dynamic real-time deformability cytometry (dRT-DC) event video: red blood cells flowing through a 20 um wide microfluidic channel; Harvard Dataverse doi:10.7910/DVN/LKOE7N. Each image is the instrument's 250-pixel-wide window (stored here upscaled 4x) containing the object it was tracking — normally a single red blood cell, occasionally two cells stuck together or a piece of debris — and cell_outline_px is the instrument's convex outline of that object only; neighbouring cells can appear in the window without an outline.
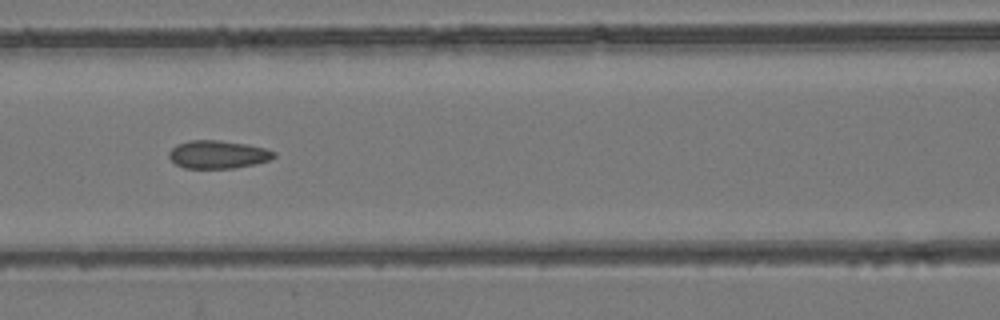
{"species": "common noctule bat (a hibernating species)", "species_latin": "Nyctalus noctula", "temperature_condition": "room temperature", "stored_images_in_passage": 9, "camera_frame_rate_fps": 3000, "um_per_image_px": 0.085, "animal": {"sex": "female", "body_mass_g": 24.6, "forearm_length_mm": 56.2}, "frame": {"image": 1, "passage_image": 7, "time_ms": 2.0, "image_size_px": [1000, 320], "cell_outline_px": [[276, 156], [268, 160], [256, 164], [236, 168], [184, 168], [176, 164], [168, 156], [168, 152], [176, 144], [188, 140], [220, 140], [248, 144], [264, 148], [276, 152]], "centroid_in_image_um": [18.52, 13.12], "position_along_channel_um": 148.1, "area_um2": 17.28}}
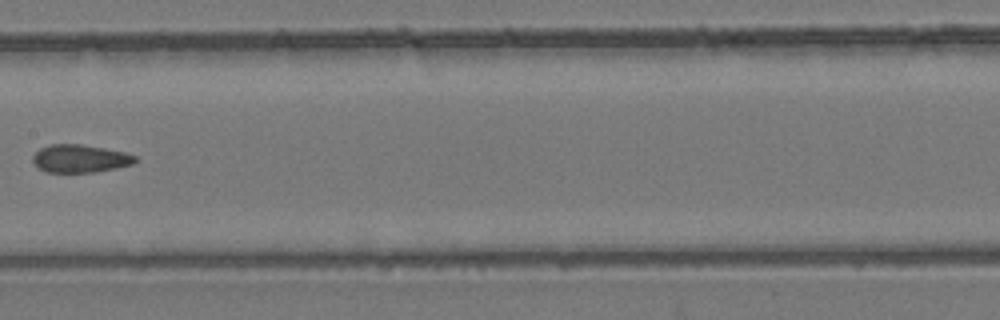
{"frame": {"image": 2, "passage_image": 8, "time_ms": 2.333, "image_size_px": [1000, 320], "cell_outline_px": [[136, 160], [132, 164], [116, 168], [96, 172], [44, 172], [32, 160], [32, 156], [40, 148], [52, 144], [80, 144], [104, 148], [124, 152], [136, 156]], "centroid_in_image_um": [6.79, 13.48], "position_along_channel_um": 200.6, "area_um2": 16.53}}
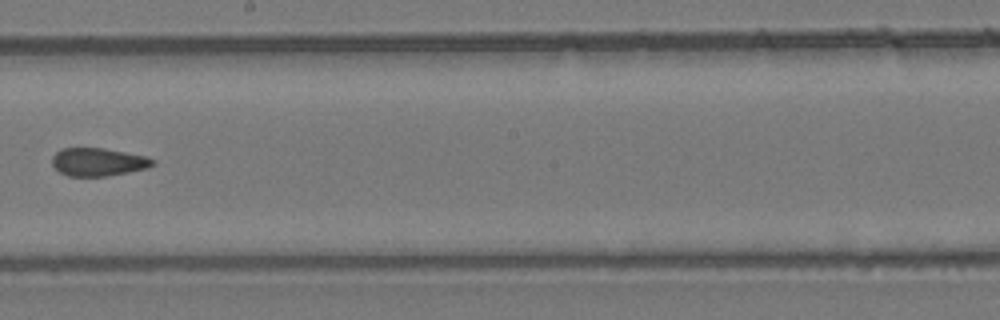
{"frame": {"image": 3, "passage_image": 9, "time_ms": 2.667, "image_size_px": [1000, 320], "cell_outline_px": [[156, 164], [148, 168], [108, 176], [68, 176], [60, 172], [52, 164], [52, 156], [60, 148], [104, 148], [144, 156], [156, 160]], "centroid_in_image_um": [8.35, 13.77], "position_along_channel_um": 239.9, "area_um2": 16.47}}